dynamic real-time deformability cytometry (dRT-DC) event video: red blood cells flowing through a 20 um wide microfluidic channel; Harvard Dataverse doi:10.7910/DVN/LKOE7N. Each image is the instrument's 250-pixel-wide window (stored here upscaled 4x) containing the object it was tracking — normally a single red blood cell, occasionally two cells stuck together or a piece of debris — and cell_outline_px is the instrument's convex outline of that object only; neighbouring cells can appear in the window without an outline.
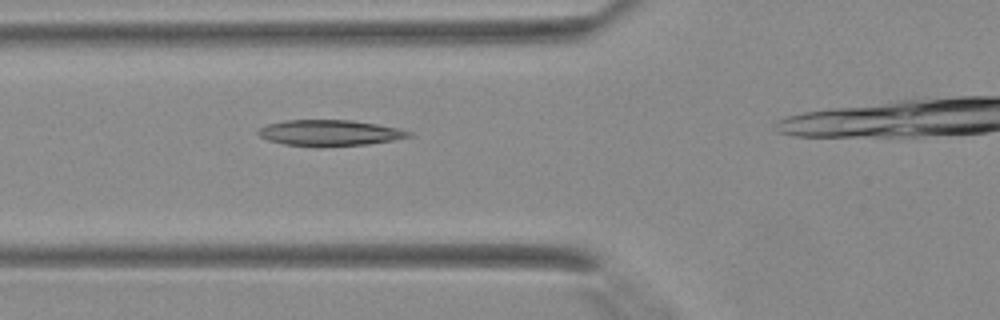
{"species": "Egyptian fruit bat (a non-hibernating species)", "species_latin": "Rousettus aegyptiacus", "temperature_condition": "warm", "stored_images_in_passage": 10, "camera_frame_rate_fps": 3000, "um_per_image_px": 0.085, "animal": {"sex": "female"}, "frame": {"image": 1, "passage_image": 4, "time_ms": 1.0, "image_size_px": [1000, 320], "cell_outline_px": [[412, 136], [392, 140], [368, 144], [324, 148], [316, 148], [284, 144], [268, 140], [260, 136], [256, 132], [260, 128], [268, 124], [284, 120], [352, 120], [400, 128], [412, 132]], "centroid_in_image_um": [28.02, 11.31], "position_along_channel_um": 97.8, "area_um2": 23.18}}
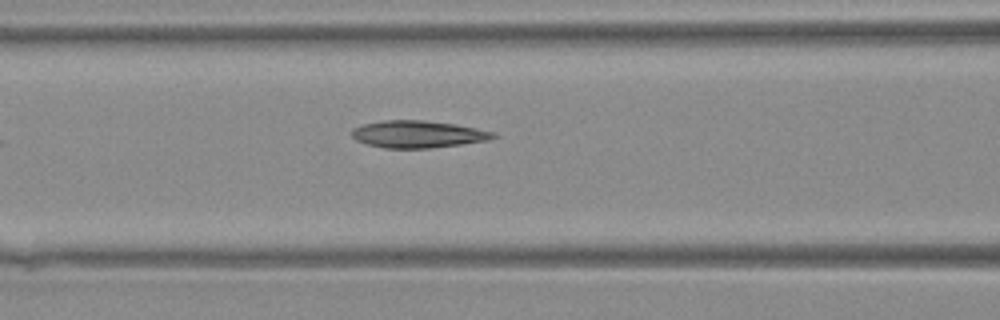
{"frame": {"image": 2, "passage_image": 6, "time_ms": 1.667, "image_size_px": [1000, 320], "cell_outline_px": [[496, 136], [488, 140], [460, 144], [428, 148], [384, 148], [368, 144], [356, 140], [352, 136], [352, 128], [360, 124], [384, 120], [420, 120], [456, 124], [492, 132]], "centroid_in_image_um": [35.44, 11.4], "position_along_channel_um": 131.2, "area_um2": 22.14}}
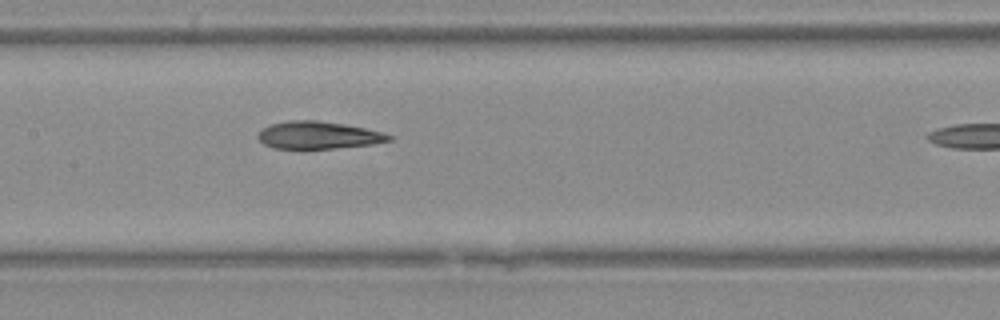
{"frame": {"image": 3, "passage_image": 9, "time_ms": 2.667, "image_size_px": [1000, 320], "cell_outline_px": [[392, 140], [372, 144], [336, 148], [272, 148], [264, 144], [256, 136], [264, 128], [272, 124], [288, 120], [316, 120], [344, 124], [364, 128], [380, 132], [392, 136]], "centroid_in_image_um": [27.04, 11.49], "position_along_channel_um": 180.4, "area_um2": 20.63}}